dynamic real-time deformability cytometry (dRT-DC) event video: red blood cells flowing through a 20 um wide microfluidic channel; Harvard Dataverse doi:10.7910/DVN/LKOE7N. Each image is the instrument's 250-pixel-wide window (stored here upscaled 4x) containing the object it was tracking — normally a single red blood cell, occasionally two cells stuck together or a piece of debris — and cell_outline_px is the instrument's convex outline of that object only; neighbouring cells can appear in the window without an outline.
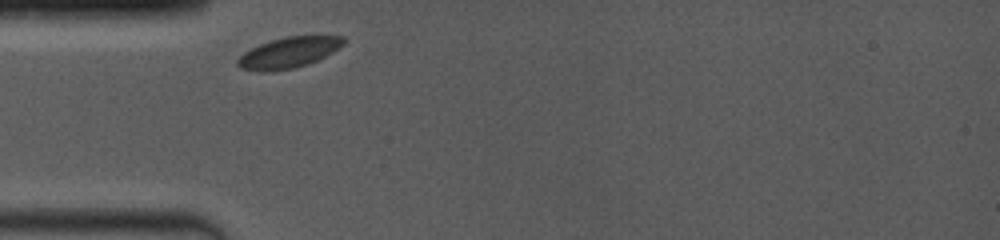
{"species": "common noctule bat (a hibernating species)", "species_latin": "Nyctalus noctula", "temperature_condition": "room temperature", "stored_images_in_passage": 21, "camera_frame_rate_fps": 4000, "um_per_image_px": 0.085, "animal": {"sex": "female", "body_mass_g": 19.0, "forearm_length_mm": 53.3}, "frame": {"image": 1, "passage_image": 1, "time_ms": 0.0, "image_size_px": [1000, 240], "cell_outline_px": [[348, 40], [344, 44], [332, 52], [316, 60], [292, 68], [268, 72], [260, 72], [240, 68], [236, 64], [236, 60], [244, 52], [260, 44], [284, 36], [344, 36]], "centroid_in_image_um": [24.52, 4.46], "position_along_channel_um": 60.5, "area_um2": 18.84}}
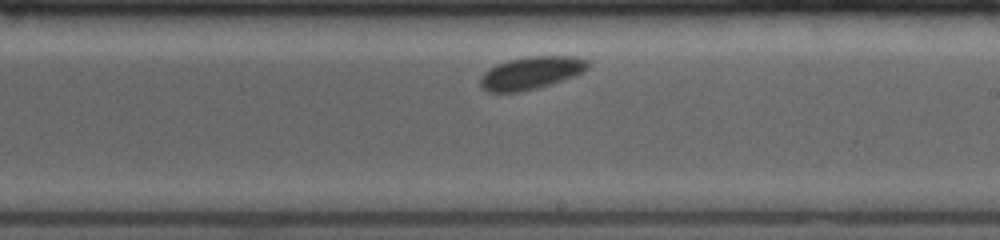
{"frame": {"image": 2, "passage_image": 10, "time_ms": 5.0, "image_size_px": [1000, 240], "cell_outline_px": [[588, 68], [584, 72], [536, 88], [520, 92], [488, 92], [480, 88], [480, 76], [484, 72], [496, 64], [508, 60], [528, 56], [576, 56], [588, 60]], "centroid_in_image_um": [45.1, 6.19], "position_along_channel_um": 243.9, "area_um2": 20.4}}
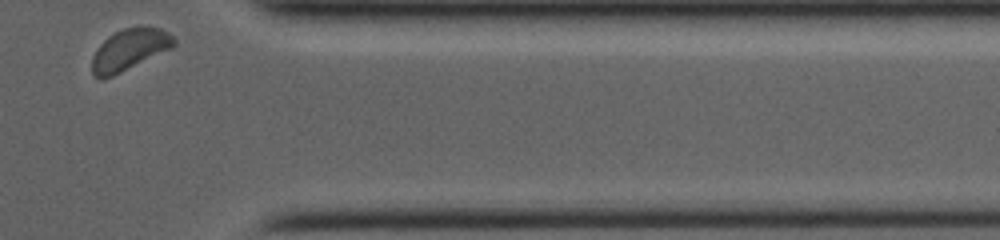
{"frame": {"image": 3, "passage_image": 21, "time_ms": 9.25, "image_size_px": [1000, 240], "cell_outline_px": [[176, 44], [172, 48], [112, 76], [100, 80], [92, 76], [92, 56], [100, 44], [108, 36], [124, 28], [136, 24], [140, 24], [160, 28], [168, 32], [176, 40]], "centroid_in_image_um": [11.0, 4.19], "position_along_channel_um": 400.4, "area_um2": 20.06}}